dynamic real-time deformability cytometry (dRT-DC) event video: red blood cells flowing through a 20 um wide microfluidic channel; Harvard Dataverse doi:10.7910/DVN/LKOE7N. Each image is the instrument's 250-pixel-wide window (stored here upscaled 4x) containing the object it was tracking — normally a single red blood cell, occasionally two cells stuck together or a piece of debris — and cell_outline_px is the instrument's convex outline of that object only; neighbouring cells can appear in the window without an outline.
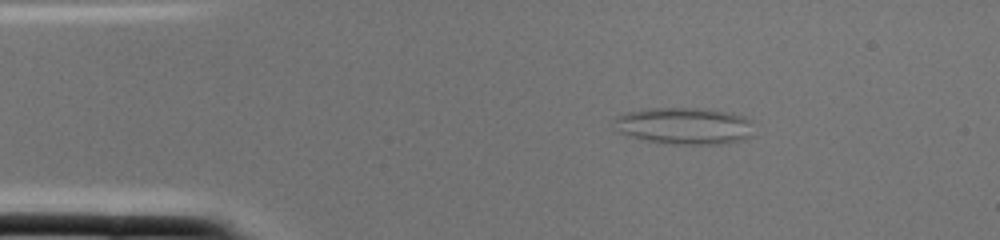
{"species": "common noctule bat (a hibernating species)", "species_latin": "Nyctalus noctula", "temperature_condition": "cold", "stored_images_in_passage": 1, "camera_frame_rate_fps": 3000, "um_per_image_px": 0.085, "animal": {"sex": "female", "body_mass_g": 22.0, "forearm_length_mm": 56.7}, "frame": {"image": 1, "passage_image": 1, "time_ms": 0.0, "image_size_px": [1000, 240], "cell_outline_px": [[752, 136], [744, 140], [724, 144], [672, 144], [644, 140], [628, 136], [620, 132], [616, 120], [616, 116], [624, 112], [648, 108], [708, 108], [728, 112], [744, 116], [752, 120]], "centroid_in_image_um": [58.23, 10.69], "position_along_channel_um": 26.8, "area_um2": 30.29}}